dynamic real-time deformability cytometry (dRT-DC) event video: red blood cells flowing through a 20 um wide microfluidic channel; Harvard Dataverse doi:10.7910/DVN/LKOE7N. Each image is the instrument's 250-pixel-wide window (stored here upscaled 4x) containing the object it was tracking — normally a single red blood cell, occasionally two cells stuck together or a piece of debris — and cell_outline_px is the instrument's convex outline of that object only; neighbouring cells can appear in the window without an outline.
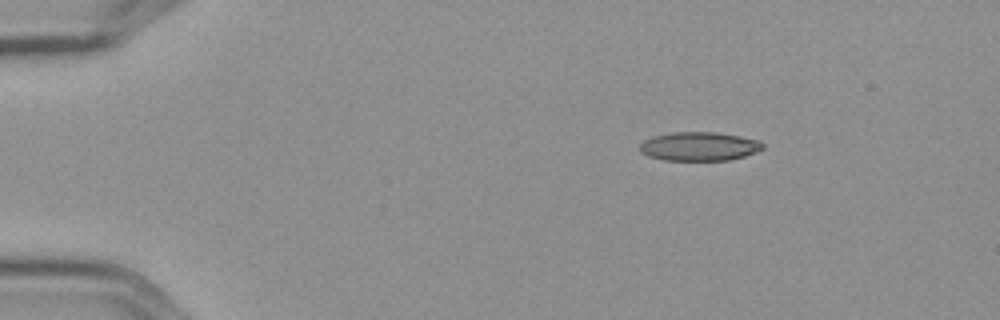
{"species": "Egyptian fruit bat (a non-hibernating species)", "species_latin": "Rousettus aegyptiacus", "temperature_condition": "cold", "stored_images_in_passage": 3, "camera_frame_rate_fps": 3000, "um_per_image_px": 0.085, "frame": {"image": 1, "passage_image": 1, "time_ms": 0.0, "image_size_px": [1000, 320], "cell_outline_px": [[764, 148], [756, 152], [744, 156], [728, 160], [664, 160], [648, 156], [640, 152], [640, 144], [644, 140], [652, 136], [672, 132], [716, 132], [740, 136], [760, 140], [764, 144]], "centroid_in_image_um": [59.43, 12.43], "position_along_channel_um": 25.6, "area_um2": 20.75}}